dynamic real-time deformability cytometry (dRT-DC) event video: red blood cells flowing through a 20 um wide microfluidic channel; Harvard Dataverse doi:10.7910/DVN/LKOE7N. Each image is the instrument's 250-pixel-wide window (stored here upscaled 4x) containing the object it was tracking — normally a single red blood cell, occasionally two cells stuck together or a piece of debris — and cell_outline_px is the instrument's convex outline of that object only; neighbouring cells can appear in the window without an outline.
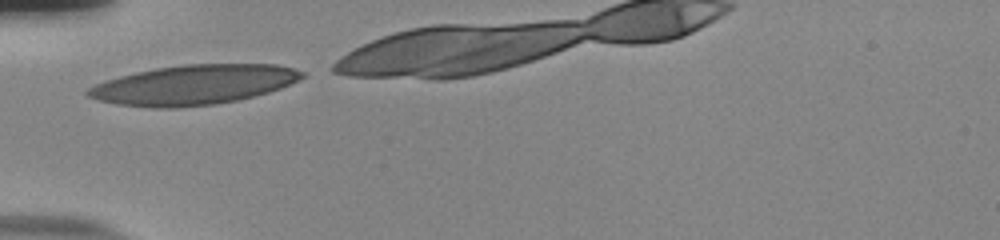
{"species": "human", "species_latin": "Homo sapiens", "temperature_condition": "room temperature", "stored_images_in_passage": 11, "camera_frame_rate_fps": 3000, "um_per_image_px": 0.085, "donor": {"sex": "male"}, "frame": {"image": 1, "passage_image": 1, "time_ms": 0.0, "image_size_px": [1000, 240], "cell_outline_px": [[308, 72], [300, 80], [280, 88], [268, 92], [236, 100], [216, 104], [176, 108], [152, 108], [116, 104], [100, 100], [88, 96], [84, 92], [88, 88], [96, 84], [120, 76], [136, 72], [156, 68], [184, 64], [276, 64]], "centroid_in_image_um": [16.48, 7.21], "position_along_channel_um": 68.5, "area_um2": 49.48}}
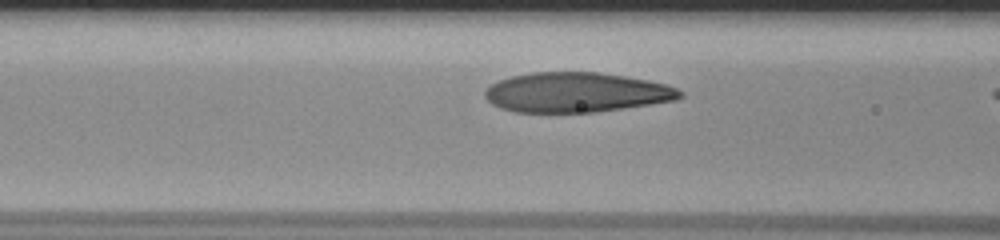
{"frame": {"image": 2, "passage_image": 5, "time_ms": 1.333, "image_size_px": [1000, 240], "cell_outline_px": [[684, 96], [676, 100], [596, 112], [516, 112], [500, 108], [492, 104], [484, 96], [484, 88], [488, 84], [512, 76], [532, 72], [596, 72], [624, 76], [648, 80], [664, 84], [676, 88], [684, 92]], "centroid_in_image_um": [48.95, 7.85], "position_along_channel_um": 117.6, "area_um2": 45.32}}